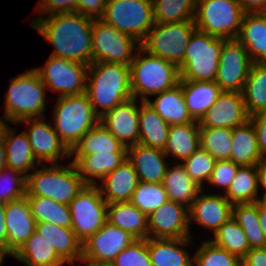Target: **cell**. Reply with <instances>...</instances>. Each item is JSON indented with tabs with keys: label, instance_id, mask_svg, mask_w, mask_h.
Instances as JSON below:
<instances>
[{
	"label": "cell",
	"instance_id": "obj_3",
	"mask_svg": "<svg viewBox=\"0 0 266 266\" xmlns=\"http://www.w3.org/2000/svg\"><path fill=\"white\" fill-rule=\"evenodd\" d=\"M129 68L132 97L139 98L140 102L148 101V96L168 90L180 81L177 64L151 55L141 47L136 50Z\"/></svg>",
	"mask_w": 266,
	"mask_h": 266
},
{
	"label": "cell",
	"instance_id": "obj_4",
	"mask_svg": "<svg viewBox=\"0 0 266 266\" xmlns=\"http://www.w3.org/2000/svg\"><path fill=\"white\" fill-rule=\"evenodd\" d=\"M47 88L33 68L10 80L4 117L12 124L27 118H42L46 112Z\"/></svg>",
	"mask_w": 266,
	"mask_h": 266
},
{
	"label": "cell",
	"instance_id": "obj_11",
	"mask_svg": "<svg viewBox=\"0 0 266 266\" xmlns=\"http://www.w3.org/2000/svg\"><path fill=\"white\" fill-rule=\"evenodd\" d=\"M136 47V48H135ZM140 43L133 37L94 19L92 25V62H108L130 66Z\"/></svg>",
	"mask_w": 266,
	"mask_h": 266
},
{
	"label": "cell",
	"instance_id": "obj_43",
	"mask_svg": "<svg viewBox=\"0 0 266 266\" xmlns=\"http://www.w3.org/2000/svg\"><path fill=\"white\" fill-rule=\"evenodd\" d=\"M155 23L194 20L197 0H152Z\"/></svg>",
	"mask_w": 266,
	"mask_h": 266
},
{
	"label": "cell",
	"instance_id": "obj_51",
	"mask_svg": "<svg viewBox=\"0 0 266 266\" xmlns=\"http://www.w3.org/2000/svg\"><path fill=\"white\" fill-rule=\"evenodd\" d=\"M36 12L45 16L77 12V0H39Z\"/></svg>",
	"mask_w": 266,
	"mask_h": 266
},
{
	"label": "cell",
	"instance_id": "obj_45",
	"mask_svg": "<svg viewBox=\"0 0 266 266\" xmlns=\"http://www.w3.org/2000/svg\"><path fill=\"white\" fill-rule=\"evenodd\" d=\"M168 201L166 189L162 183L139 181L130 202L147 216Z\"/></svg>",
	"mask_w": 266,
	"mask_h": 266
},
{
	"label": "cell",
	"instance_id": "obj_39",
	"mask_svg": "<svg viewBox=\"0 0 266 266\" xmlns=\"http://www.w3.org/2000/svg\"><path fill=\"white\" fill-rule=\"evenodd\" d=\"M242 95L250 116L266 110V63H252Z\"/></svg>",
	"mask_w": 266,
	"mask_h": 266
},
{
	"label": "cell",
	"instance_id": "obj_42",
	"mask_svg": "<svg viewBox=\"0 0 266 266\" xmlns=\"http://www.w3.org/2000/svg\"><path fill=\"white\" fill-rule=\"evenodd\" d=\"M213 237L214 239H209L213 244L240 259L250 250L244 230L232 217L217 229Z\"/></svg>",
	"mask_w": 266,
	"mask_h": 266
},
{
	"label": "cell",
	"instance_id": "obj_32",
	"mask_svg": "<svg viewBox=\"0 0 266 266\" xmlns=\"http://www.w3.org/2000/svg\"><path fill=\"white\" fill-rule=\"evenodd\" d=\"M199 129L198 121L170 125L167 144L163 149L165 155L182 161L190 157L200 148Z\"/></svg>",
	"mask_w": 266,
	"mask_h": 266
},
{
	"label": "cell",
	"instance_id": "obj_41",
	"mask_svg": "<svg viewBox=\"0 0 266 266\" xmlns=\"http://www.w3.org/2000/svg\"><path fill=\"white\" fill-rule=\"evenodd\" d=\"M232 218L242 227L250 249L266 247V239L258 218V203L234 204Z\"/></svg>",
	"mask_w": 266,
	"mask_h": 266
},
{
	"label": "cell",
	"instance_id": "obj_24",
	"mask_svg": "<svg viewBox=\"0 0 266 266\" xmlns=\"http://www.w3.org/2000/svg\"><path fill=\"white\" fill-rule=\"evenodd\" d=\"M192 242L191 237L147 238L152 266H193L194 256L183 248Z\"/></svg>",
	"mask_w": 266,
	"mask_h": 266
},
{
	"label": "cell",
	"instance_id": "obj_48",
	"mask_svg": "<svg viewBox=\"0 0 266 266\" xmlns=\"http://www.w3.org/2000/svg\"><path fill=\"white\" fill-rule=\"evenodd\" d=\"M27 176L5 167L0 171V202L8 203L26 195Z\"/></svg>",
	"mask_w": 266,
	"mask_h": 266
},
{
	"label": "cell",
	"instance_id": "obj_63",
	"mask_svg": "<svg viewBox=\"0 0 266 266\" xmlns=\"http://www.w3.org/2000/svg\"><path fill=\"white\" fill-rule=\"evenodd\" d=\"M6 255H10V254H4L1 258H0V266H3L2 263H3V260L5 258Z\"/></svg>",
	"mask_w": 266,
	"mask_h": 266
},
{
	"label": "cell",
	"instance_id": "obj_12",
	"mask_svg": "<svg viewBox=\"0 0 266 266\" xmlns=\"http://www.w3.org/2000/svg\"><path fill=\"white\" fill-rule=\"evenodd\" d=\"M107 205L97 185H85L70 202L72 230L82 243L107 222Z\"/></svg>",
	"mask_w": 266,
	"mask_h": 266
},
{
	"label": "cell",
	"instance_id": "obj_14",
	"mask_svg": "<svg viewBox=\"0 0 266 266\" xmlns=\"http://www.w3.org/2000/svg\"><path fill=\"white\" fill-rule=\"evenodd\" d=\"M252 63L241 42L227 39L221 48L215 82L222 91L242 93Z\"/></svg>",
	"mask_w": 266,
	"mask_h": 266
},
{
	"label": "cell",
	"instance_id": "obj_9",
	"mask_svg": "<svg viewBox=\"0 0 266 266\" xmlns=\"http://www.w3.org/2000/svg\"><path fill=\"white\" fill-rule=\"evenodd\" d=\"M196 30L194 20L154 23L140 47L151 55L179 65L183 59L188 42Z\"/></svg>",
	"mask_w": 266,
	"mask_h": 266
},
{
	"label": "cell",
	"instance_id": "obj_7",
	"mask_svg": "<svg viewBox=\"0 0 266 266\" xmlns=\"http://www.w3.org/2000/svg\"><path fill=\"white\" fill-rule=\"evenodd\" d=\"M226 40L196 29L178 65L180 80L215 81L221 48Z\"/></svg>",
	"mask_w": 266,
	"mask_h": 266
},
{
	"label": "cell",
	"instance_id": "obj_58",
	"mask_svg": "<svg viewBox=\"0 0 266 266\" xmlns=\"http://www.w3.org/2000/svg\"><path fill=\"white\" fill-rule=\"evenodd\" d=\"M6 166V149L3 137H0V171Z\"/></svg>",
	"mask_w": 266,
	"mask_h": 266
},
{
	"label": "cell",
	"instance_id": "obj_6",
	"mask_svg": "<svg viewBox=\"0 0 266 266\" xmlns=\"http://www.w3.org/2000/svg\"><path fill=\"white\" fill-rule=\"evenodd\" d=\"M53 111L55 132L70 151L90 129L99 123L100 117L95 113L85 92L58 96Z\"/></svg>",
	"mask_w": 266,
	"mask_h": 266
},
{
	"label": "cell",
	"instance_id": "obj_53",
	"mask_svg": "<svg viewBox=\"0 0 266 266\" xmlns=\"http://www.w3.org/2000/svg\"><path fill=\"white\" fill-rule=\"evenodd\" d=\"M256 131L258 148L261 154L266 152V110L250 116Z\"/></svg>",
	"mask_w": 266,
	"mask_h": 266
},
{
	"label": "cell",
	"instance_id": "obj_33",
	"mask_svg": "<svg viewBox=\"0 0 266 266\" xmlns=\"http://www.w3.org/2000/svg\"><path fill=\"white\" fill-rule=\"evenodd\" d=\"M169 126L146 101H141L138 143L163 150L167 144Z\"/></svg>",
	"mask_w": 266,
	"mask_h": 266
},
{
	"label": "cell",
	"instance_id": "obj_54",
	"mask_svg": "<svg viewBox=\"0 0 266 266\" xmlns=\"http://www.w3.org/2000/svg\"><path fill=\"white\" fill-rule=\"evenodd\" d=\"M242 266H266V247L250 249L241 259Z\"/></svg>",
	"mask_w": 266,
	"mask_h": 266
},
{
	"label": "cell",
	"instance_id": "obj_62",
	"mask_svg": "<svg viewBox=\"0 0 266 266\" xmlns=\"http://www.w3.org/2000/svg\"><path fill=\"white\" fill-rule=\"evenodd\" d=\"M3 119L6 120V118L4 116L2 118L0 117V137L3 136L4 129L8 125L7 123H5V120H3Z\"/></svg>",
	"mask_w": 266,
	"mask_h": 266
},
{
	"label": "cell",
	"instance_id": "obj_56",
	"mask_svg": "<svg viewBox=\"0 0 266 266\" xmlns=\"http://www.w3.org/2000/svg\"><path fill=\"white\" fill-rule=\"evenodd\" d=\"M6 204L0 202V249L7 254V228L5 224Z\"/></svg>",
	"mask_w": 266,
	"mask_h": 266
},
{
	"label": "cell",
	"instance_id": "obj_40",
	"mask_svg": "<svg viewBox=\"0 0 266 266\" xmlns=\"http://www.w3.org/2000/svg\"><path fill=\"white\" fill-rule=\"evenodd\" d=\"M36 223L49 222L72 229L69 205L42 196H26Z\"/></svg>",
	"mask_w": 266,
	"mask_h": 266
},
{
	"label": "cell",
	"instance_id": "obj_61",
	"mask_svg": "<svg viewBox=\"0 0 266 266\" xmlns=\"http://www.w3.org/2000/svg\"><path fill=\"white\" fill-rule=\"evenodd\" d=\"M84 266H113L111 263L82 262Z\"/></svg>",
	"mask_w": 266,
	"mask_h": 266
},
{
	"label": "cell",
	"instance_id": "obj_60",
	"mask_svg": "<svg viewBox=\"0 0 266 266\" xmlns=\"http://www.w3.org/2000/svg\"><path fill=\"white\" fill-rule=\"evenodd\" d=\"M257 203L259 204V206L266 211V193L262 195V197L258 198Z\"/></svg>",
	"mask_w": 266,
	"mask_h": 266
},
{
	"label": "cell",
	"instance_id": "obj_50",
	"mask_svg": "<svg viewBox=\"0 0 266 266\" xmlns=\"http://www.w3.org/2000/svg\"><path fill=\"white\" fill-rule=\"evenodd\" d=\"M239 167V165L234 164L231 160L216 161L208 184L222 187L223 190L225 189L224 192H226Z\"/></svg>",
	"mask_w": 266,
	"mask_h": 266
},
{
	"label": "cell",
	"instance_id": "obj_35",
	"mask_svg": "<svg viewBox=\"0 0 266 266\" xmlns=\"http://www.w3.org/2000/svg\"><path fill=\"white\" fill-rule=\"evenodd\" d=\"M162 184L166 189L168 200L180 203L188 208L191 207L194 199L203 190L190 178L181 163H176L173 167L168 166Z\"/></svg>",
	"mask_w": 266,
	"mask_h": 266
},
{
	"label": "cell",
	"instance_id": "obj_18",
	"mask_svg": "<svg viewBox=\"0 0 266 266\" xmlns=\"http://www.w3.org/2000/svg\"><path fill=\"white\" fill-rule=\"evenodd\" d=\"M138 99L130 98L104 113L99 122L126 148L139 140Z\"/></svg>",
	"mask_w": 266,
	"mask_h": 266
},
{
	"label": "cell",
	"instance_id": "obj_64",
	"mask_svg": "<svg viewBox=\"0 0 266 266\" xmlns=\"http://www.w3.org/2000/svg\"><path fill=\"white\" fill-rule=\"evenodd\" d=\"M262 161H266V152L262 154Z\"/></svg>",
	"mask_w": 266,
	"mask_h": 266
},
{
	"label": "cell",
	"instance_id": "obj_31",
	"mask_svg": "<svg viewBox=\"0 0 266 266\" xmlns=\"http://www.w3.org/2000/svg\"><path fill=\"white\" fill-rule=\"evenodd\" d=\"M230 160L239 166H256L262 160L251 120L232 129Z\"/></svg>",
	"mask_w": 266,
	"mask_h": 266
},
{
	"label": "cell",
	"instance_id": "obj_16",
	"mask_svg": "<svg viewBox=\"0 0 266 266\" xmlns=\"http://www.w3.org/2000/svg\"><path fill=\"white\" fill-rule=\"evenodd\" d=\"M45 118H27L18 123H25L28 128L24 130L35 159L41 162L58 164L59 160L70 156V150L61 141L55 132L54 126L46 123Z\"/></svg>",
	"mask_w": 266,
	"mask_h": 266
},
{
	"label": "cell",
	"instance_id": "obj_34",
	"mask_svg": "<svg viewBox=\"0 0 266 266\" xmlns=\"http://www.w3.org/2000/svg\"><path fill=\"white\" fill-rule=\"evenodd\" d=\"M155 100L146 101L169 125L194 122L183 98L181 84L156 95Z\"/></svg>",
	"mask_w": 266,
	"mask_h": 266
},
{
	"label": "cell",
	"instance_id": "obj_15",
	"mask_svg": "<svg viewBox=\"0 0 266 266\" xmlns=\"http://www.w3.org/2000/svg\"><path fill=\"white\" fill-rule=\"evenodd\" d=\"M135 240L130 233L106 222L94 235L82 243L81 262L111 263Z\"/></svg>",
	"mask_w": 266,
	"mask_h": 266
},
{
	"label": "cell",
	"instance_id": "obj_19",
	"mask_svg": "<svg viewBox=\"0 0 266 266\" xmlns=\"http://www.w3.org/2000/svg\"><path fill=\"white\" fill-rule=\"evenodd\" d=\"M250 120L243 95L240 92L222 91L214 105L199 121V127L233 129Z\"/></svg>",
	"mask_w": 266,
	"mask_h": 266
},
{
	"label": "cell",
	"instance_id": "obj_22",
	"mask_svg": "<svg viewBox=\"0 0 266 266\" xmlns=\"http://www.w3.org/2000/svg\"><path fill=\"white\" fill-rule=\"evenodd\" d=\"M167 156L160 148L137 143L127 147V160L135 169L138 179L145 183H162L168 169Z\"/></svg>",
	"mask_w": 266,
	"mask_h": 266
},
{
	"label": "cell",
	"instance_id": "obj_2",
	"mask_svg": "<svg viewBox=\"0 0 266 266\" xmlns=\"http://www.w3.org/2000/svg\"><path fill=\"white\" fill-rule=\"evenodd\" d=\"M85 93L99 117L129 100L132 98L129 66L92 62L88 66Z\"/></svg>",
	"mask_w": 266,
	"mask_h": 266
},
{
	"label": "cell",
	"instance_id": "obj_21",
	"mask_svg": "<svg viewBox=\"0 0 266 266\" xmlns=\"http://www.w3.org/2000/svg\"><path fill=\"white\" fill-rule=\"evenodd\" d=\"M202 190L189 208V225L197 222L214 234L217 229L232 217V204L222 194H203Z\"/></svg>",
	"mask_w": 266,
	"mask_h": 266
},
{
	"label": "cell",
	"instance_id": "obj_8",
	"mask_svg": "<svg viewBox=\"0 0 266 266\" xmlns=\"http://www.w3.org/2000/svg\"><path fill=\"white\" fill-rule=\"evenodd\" d=\"M245 13L236 0H197L194 23L209 35L236 39Z\"/></svg>",
	"mask_w": 266,
	"mask_h": 266
},
{
	"label": "cell",
	"instance_id": "obj_27",
	"mask_svg": "<svg viewBox=\"0 0 266 266\" xmlns=\"http://www.w3.org/2000/svg\"><path fill=\"white\" fill-rule=\"evenodd\" d=\"M179 83L188 112L198 122L222 93L215 81L180 80Z\"/></svg>",
	"mask_w": 266,
	"mask_h": 266
},
{
	"label": "cell",
	"instance_id": "obj_59",
	"mask_svg": "<svg viewBox=\"0 0 266 266\" xmlns=\"http://www.w3.org/2000/svg\"><path fill=\"white\" fill-rule=\"evenodd\" d=\"M258 218H259L261 229L264 232V236H265V239H266V211L263 210L259 206V204H258Z\"/></svg>",
	"mask_w": 266,
	"mask_h": 266
},
{
	"label": "cell",
	"instance_id": "obj_37",
	"mask_svg": "<svg viewBox=\"0 0 266 266\" xmlns=\"http://www.w3.org/2000/svg\"><path fill=\"white\" fill-rule=\"evenodd\" d=\"M104 152H127V148L99 122L79 140L70 155Z\"/></svg>",
	"mask_w": 266,
	"mask_h": 266
},
{
	"label": "cell",
	"instance_id": "obj_26",
	"mask_svg": "<svg viewBox=\"0 0 266 266\" xmlns=\"http://www.w3.org/2000/svg\"><path fill=\"white\" fill-rule=\"evenodd\" d=\"M73 156L80 177L86 185H97L95 178L102 180L108 173L115 170L127 160V152H104Z\"/></svg>",
	"mask_w": 266,
	"mask_h": 266
},
{
	"label": "cell",
	"instance_id": "obj_17",
	"mask_svg": "<svg viewBox=\"0 0 266 266\" xmlns=\"http://www.w3.org/2000/svg\"><path fill=\"white\" fill-rule=\"evenodd\" d=\"M189 208L168 200L148 215V238L191 237Z\"/></svg>",
	"mask_w": 266,
	"mask_h": 266
},
{
	"label": "cell",
	"instance_id": "obj_20",
	"mask_svg": "<svg viewBox=\"0 0 266 266\" xmlns=\"http://www.w3.org/2000/svg\"><path fill=\"white\" fill-rule=\"evenodd\" d=\"M7 254L13 256L36 230V220L31 213L26 195L6 203Z\"/></svg>",
	"mask_w": 266,
	"mask_h": 266
},
{
	"label": "cell",
	"instance_id": "obj_52",
	"mask_svg": "<svg viewBox=\"0 0 266 266\" xmlns=\"http://www.w3.org/2000/svg\"><path fill=\"white\" fill-rule=\"evenodd\" d=\"M106 4L107 0H77V12L92 19H101Z\"/></svg>",
	"mask_w": 266,
	"mask_h": 266
},
{
	"label": "cell",
	"instance_id": "obj_23",
	"mask_svg": "<svg viewBox=\"0 0 266 266\" xmlns=\"http://www.w3.org/2000/svg\"><path fill=\"white\" fill-rule=\"evenodd\" d=\"M139 179L132 164L126 160L115 170L108 173L100 185L97 184L101 196L111 204L114 202H130L133 192L137 188Z\"/></svg>",
	"mask_w": 266,
	"mask_h": 266
},
{
	"label": "cell",
	"instance_id": "obj_55",
	"mask_svg": "<svg viewBox=\"0 0 266 266\" xmlns=\"http://www.w3.org/2000/svg\"><path fill=\"white\" fill-rule=\"evenodd\" d=\"M245 12H266V0H236Z\"/></svg>",
	"mask_w": 266,
	"mask_h": 266
},
{
	"label": "cell",
	"instance_id": "obj_29",
	"mask_svg": "<svg viewBox=\"0 0 266 266\" xmlns=\"http://www.w3.org/2000/svg\"><path fill=\"white\" fill-rule=\"evenodd\" d=\"M12 129L7 125L2 136L6 149V166L28 176L30 169L34 170L36 164H42L35 159L27 134L22 131L17 135Z\"/></svg>",
	"mask_w": 266,
	"mask_h": 266
},
{
	"label": "cell",
	"instance_id": "obj_38",
	"mask_svg": "<svg viewBox=\"0 0 266 266\" xmlns=\"http://www.w3.org/2000/svg\"><path fill=\"white\" fill-rule=\"evenodd\" d=\"M256 166H240L224 196L234 204L255 203L259 196Z\"/></svg>",
	"mask_w": 266,
	"mask_h": 266
},
{
	"label": "cell",
	"instance_id": "obj_1",
	"mask_svg": "<svg viewBox=\"0 0 266 266\" xmlns=\"http://www.w3.org/2000/svg\"><path fill=\"white\" fill-rule=\"evenodd\" d=\"M93 20L78 12L58 13L40 16L29 25L53 45L52 56L89 66L92 63Z\"/></svg>",
	"mask_w": 266,
	"mask_h": 266
},
{
	"label": "cell",
	"instance_id": "obj_13",
	"mask_svg": "<svg viewBox=\"0 0 266 266\" xmlns=\"http://www.w3.org/2000/svg\"><path fill=\"white\" fill-rule=\"evenodd\" d=\"M34 69L46 88L59 93V97L86 90L88 65L50 55L45 66Z\"/></svg>",
	"mask_w": 266,
	"mask_h": 266
},
{
	"label": "cell",
	"instance_id": "obj_36",
	"mask_svg": "<svg viewBox=\"0 0 266 266\" xmlns=\"http://www.w3.org/2000/svg\"><path fill=\"white\" fill-rule=\"evenodd\" d=\"M13 257L27 266H63L65 264L54 250L52 244L36 231Z\"/></svg>",
	"mask_w": 266,
	"mask_h": 266
},
{
	"label": "cell",
	"instance_id": "obj_46",
	"mask_svg": "<svg viewBox=\"0 0 266 266\" xmlns=\"http://www.w3.org/2000/svg\"><path fill=\"white\" fill-rule=\"evenodd\" d=\"M193 256V266H242L238 256L216 246L210 240L203 242Z\"/></svg>",
	"mask_w": 266,
	"mask_h": 266
},
{
	"label": "cell",
	"instance_id": "obj_57",
	"mask_svg": "<svg viewBox=\"0 0 266 266\" xmlns=\"http://www.w3.org/2000/svg\"><path fill=\"white\" fill-rule=\"evenodd\" d=\"M257 175H258V187L260 186L265 190L263 194L266 193V161H260L257 165Z\"/></svg>",
	"mask_w": 266,
	"mask_h": 266
},
{
	"label": "cell",
	"instance_id": "obj_28",
	"mask_svg": "<svg viewBox=\"0 0 266 266\" xmlns=\"http://www.w3.org/2000/svg\"><path fill=\"white\" fill-rule=\"evenodd\" d=\"M50 244L58 256L72 266L77 260H82V242L76 237L72 229L57 226L49 222L36 223V230ZM76 260V261H75Z\"/></svg>",
	"mask_w": 266,
	"mask_h": 266
},
{
	"label": "cell",
	"instance_id": "obj_25",
	"mask_svg": "<svg viewBox=\"0 0 266 266\" xmlns=\"http://www.w3.org/2000/svg\"><path fill=\"white\" fill-rule=\"evenodd\" d=\"M236 39L253 63H266V12H246Z\"/></svg>",
	"mask_w": 266,
	"mask_h": 266
},
{
	"label": "cell",
	"instance_id": "obj_44",
	"mask_svg": "<svg viewBox=\"0 0 266 266\" xmlns=\"http://www.w3.org/2000/svg\"><path fill=\"white\" fill-rule=\"evenodd\" d=\"M200 147L216 161L230 160L232 129L200 127Z\"/></svg>",
	"mask_w": 266,
	"mask_h": 266
},
{
	"label": "cell",
	"instance_id": "obj_10",
	"mask_svg": "<svg viewBox=\"0 0 266 266\" xmlns=\"http://www.w3.org/2000/svg\"><path fill=\"white\" fill-rule=\"evenodd\" d=\"M106 24L141 43L154 25L152 0H107Z\"/></svg>",
	"mask_w": 266,
	"mask_h": 266
},
{
	"label": "cell",
	"instance_id": "obj_47",
	"mask_svg": "<svg viewBox=\"0 0 266 266\" xmlns=\"http://www.w3.org/2000/svg\"><path fill=\"white\" fill-rule=\"evenodd\" d=\"M216 160L201 147L190 157L181 161L190 178L203 188L204 181L209 180Z\"/></svg>",
	"mask_w": 266,
	"mask_h": 266
},
{
	"label": "cell",
	"instance_id": "obj_49",
	"mask_svg": "<svg viewBox=\"0 0 266 266\" xmlns=\"http://www.w3.org/2000/svg\"><path fill=\"white\" fill-rule=\"evenodd\" d=\"M113 266H152L147 239H137L111 262Z\"/></svg>",
	"mask_w": 266,
	"mask_h": 266
},
{
	"label": "cell",
	"instance_id": "obj_5",
	"mask_svg": "<svg viewBox=\"0 0 266 266\" xmlns=\"http://www.w3.org/2000/svg\"><path fill=\"white\" fill-rule=\"evenodd\" d=\"M68 166L44 164L35 168L27 176L26 196H42L69 205L86 184L75 163L71 161Z\"/></svg>",
	"mask_w": 266,
	"mask_h": 266
},
{
	"label": "cell",
	"instance_id": "obj_30",
	"mask_svg": "<svg viewBox=\"0 0 266 266\" xmlns=\"http://www.w3.org/2000/svg\"><path fill=\"white\" fill-rule=\"evenodd\" d=\"M107 222L136 239L148 238V216L131 202H114L107 205Z\"/></svg>",
	"mask_w": 266,
	"mask_h": 266
}]
</instances>
